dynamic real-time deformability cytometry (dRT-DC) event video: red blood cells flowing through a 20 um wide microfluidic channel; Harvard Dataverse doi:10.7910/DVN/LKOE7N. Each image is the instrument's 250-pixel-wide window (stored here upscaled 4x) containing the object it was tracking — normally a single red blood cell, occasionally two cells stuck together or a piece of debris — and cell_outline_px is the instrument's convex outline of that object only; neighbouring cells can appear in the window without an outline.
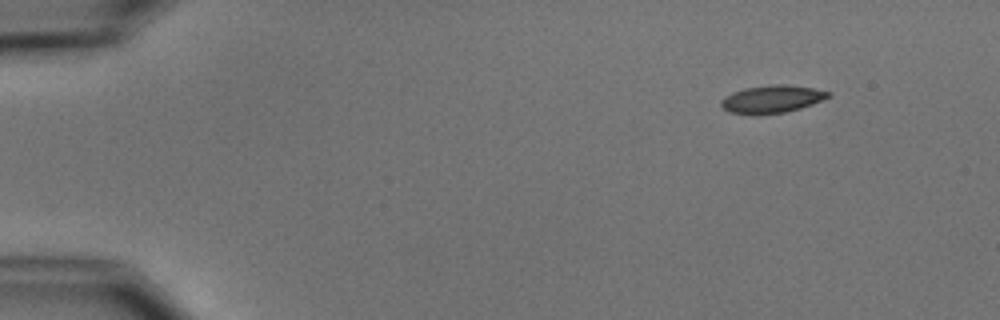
{"species": "common noctule bat (a hibernating species)", "species_latin": "Nyctalus noctula", "temperature_condition": "cold", "stored_images_in_passage": 3, "camera_frame_rate_fps": 3000, "um_per_image_px": 0.085, "animal": {"sex": "male", "body_mass_g": 15.6}, "frame": {"image": 1, "passage_image": 1, "time_ms": 0.0, "image_size_px": [1000, 320], "cell_outline_px": [[832, 96], [812, 104], [800, 108], [784, 112], [756, 116], [728, 112], [720, 104], [720, 100], [724, 96], [732, 92], [744, 88], [772, 84], [788, 84], [812, 88], [832, 92]], "centroid_in_image_um": [65.59, 8.43], "position_along_channel_um": 19.4, "area_um2": 17.63}}